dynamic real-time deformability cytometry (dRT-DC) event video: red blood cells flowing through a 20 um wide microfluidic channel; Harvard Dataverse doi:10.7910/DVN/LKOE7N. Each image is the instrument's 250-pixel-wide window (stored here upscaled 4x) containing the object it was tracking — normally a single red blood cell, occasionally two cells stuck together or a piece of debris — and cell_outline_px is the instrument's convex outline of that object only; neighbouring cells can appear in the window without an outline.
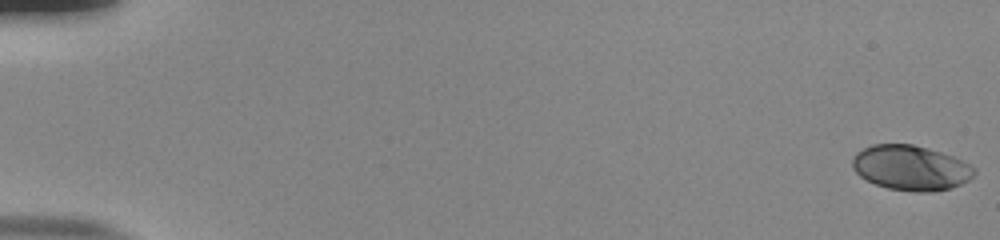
{"species": "human", "species_latin": "Homo sapiens", "temperature_condition": "room temperature", "stored_images_in_passage": 55, "camera_frame_rate_fps": 3000, "um_per_image_px": 0.085, "donor": {"sex": "male"}, "frame": {"image": 1, "passage_image": 1, "time_ms": 0.0, "image_size_px": [1000, 240], "cell_outline_px": [[976, 172], [968, 180], [960, 184], [948, 188], [932, 192], [916, 192], [888, 188], [876, 184], [860, 176], [852, 168], [852, 156], [856, 152], [872, 144], [912, 144], [928, 148], [952, 156], [976, 168]], "centroid_in_image_um": [77.39, 14.26], "position_along_channel_um": 7.6, "area_um2": 31.79}}
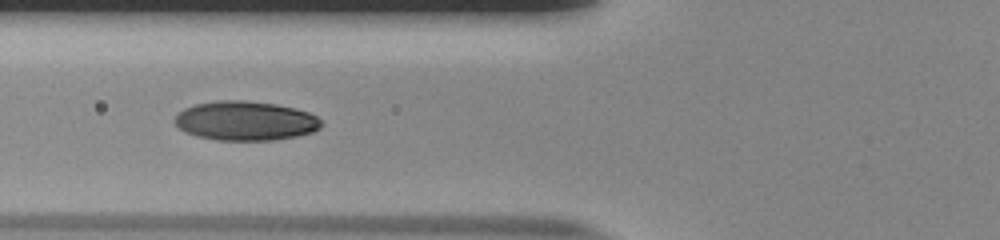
{"frame": {"image": 2, "passage_image": 23, "time_ms": 7.333, "image_size_px": [1000, 240], "cell_outline_px": [[324, 124], [320, 128], [312, 132], [296, 136], [276, 140], [216, 140], [196, 136], [184, 132], [172, 120], [184, 108], [196, 104], [216, 100], [244, 100], [276, 104], [296, 108], [308, 112], [316, 116]], "centroid_in_image_um": [20.86, 10.27], "position_along_channel_um": 104.9, "area_um2": 33.76}}
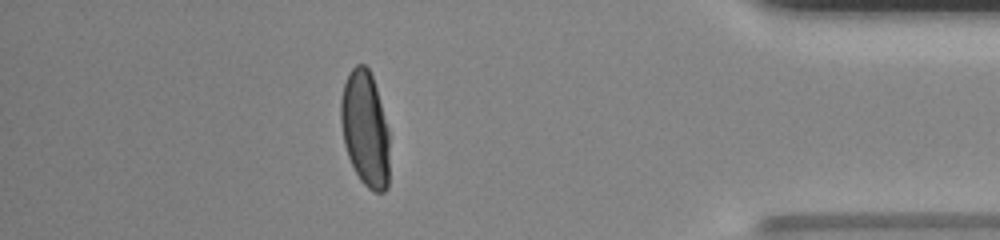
{"frame": {"image": 3, "passage_image": 49, "time_ms": 16.0, "image_size_px": [1000, 240], "cell_outline_px": [[388, 188], [384, 192], [372, 192], [360, 180], [348, 156], [344, 144], [340, 120], [340, 100], [344, 84], [348, 72], [356, 64], [364, 64], [368, 68], [372, 76], [376, 88], [388, 132]], "centroid_in_image_um": [31.01, 10.95], "position_along_channel_um": 404.2, "area_um2": 32.54}, "authors_computed_cell_mechanics": {"area_um2": 32.7148, "velocity_mm_per_s": 3.8434, "shape_relaxation_time_tau1_ms": 4.3074, "shape_relaxation_time_tau2_ms": null, "deformation_change_tau1": 0.2073, "deformation_change_tau2": null}}